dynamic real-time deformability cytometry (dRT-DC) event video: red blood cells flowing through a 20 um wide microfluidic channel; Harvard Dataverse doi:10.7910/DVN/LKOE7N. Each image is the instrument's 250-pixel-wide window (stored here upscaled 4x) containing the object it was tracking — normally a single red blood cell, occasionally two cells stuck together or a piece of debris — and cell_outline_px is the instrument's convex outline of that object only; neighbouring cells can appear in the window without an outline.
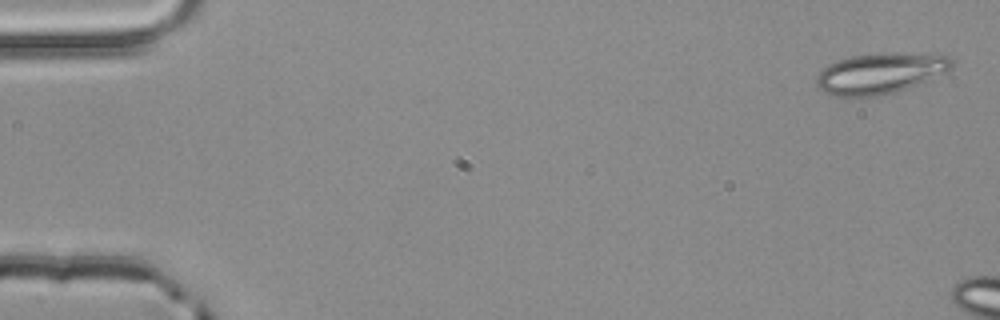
{"species": "common noctule bat (a hibernating species)", "species_latin": "Nyctalus noctula", "temperature_condition": "room temperature", "stored_images_in_passage": 5, "camera_frame_rate_fps": 3000, "um_per_image_px": 0.085, "animal": {"sex": "male", "body_mass_g": 20.4}, "frame": {"image": 1, "passage_image": 1, "time_ms": 0.0, "image_size_px": [1000, 320], "cell_outline_px": [[956, 64], [948, 72], [896, 92], [876, 96], [836, 96], [824, 92], [816, 84], [816, 76], [828, 64], [836, 60], [852, 56], [876, 52], [896, 52], [948, 56]], "centroid_in_image_um": [74.83, 6.21], "position_along_channel_um": 10.2, "area_um2": 32.31}}